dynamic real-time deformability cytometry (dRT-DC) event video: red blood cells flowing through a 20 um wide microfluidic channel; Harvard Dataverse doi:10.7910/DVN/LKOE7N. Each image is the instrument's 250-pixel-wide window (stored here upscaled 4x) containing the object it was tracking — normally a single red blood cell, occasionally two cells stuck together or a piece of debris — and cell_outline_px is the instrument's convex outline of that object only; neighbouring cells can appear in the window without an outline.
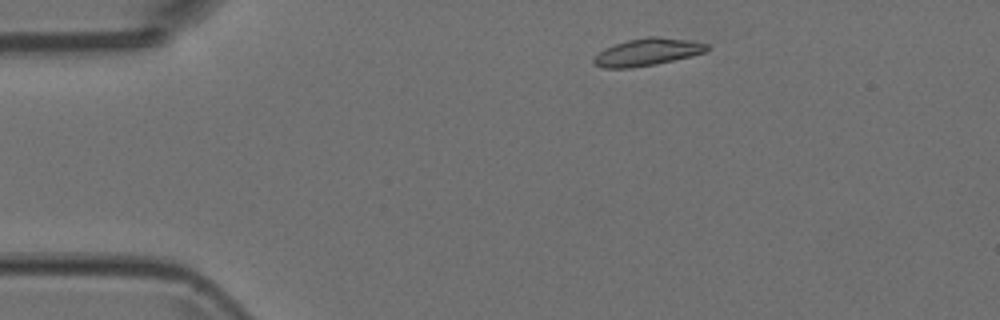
{"species": "Egyptian fruit bat (a non-hibernating species)", "species_latin": "Rousettus aegyptiacus", "temperature_condition": "room temperature", "stored_images_in_passage": 4, "camera_frame_rate_fps": 3000, "um_per_image_px": 0.085, "animal": {"sex": "female"}, "frame": {"image": 1, "passage_image": 1, "time_ms": 0.0, "image_size_px": [1000, 320], "cell_outline_px": [[708, 48], [704, 52], [692, 56], [632, 68], [604, 68], [592, 64], [592, 60], [600, 52], [616, 44], [628, 40], [648, 36], [656, 36], [692, 40], [708, 44]], "centroid_in_image_um": [55.03, 4.42], "position_along_channel_um": 30.0, "area_um2": 17.74}}
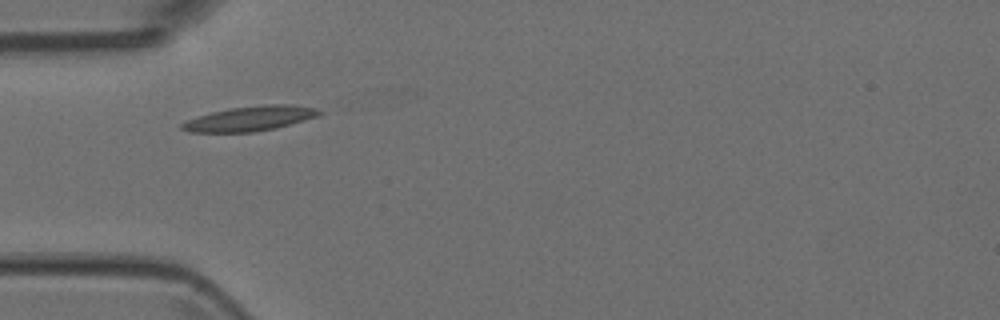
{"frame": {"image": 2, "passage_image": 3, "time_ms": 0.667, "image_size_px": [1000, 320], "cell_outline_px": [[324, 112], [320, 116], [276, 128], [252, 132], [188, 132], [180, 128], [180, 124], [188, 120], [212, 112], [228, 108], [268, 104], [292, 104], [316, 108]], "centroid_in_image_um": [21.31, 10.07], "position_along_channel_um": 63.7, "area_um2": 19.88}}